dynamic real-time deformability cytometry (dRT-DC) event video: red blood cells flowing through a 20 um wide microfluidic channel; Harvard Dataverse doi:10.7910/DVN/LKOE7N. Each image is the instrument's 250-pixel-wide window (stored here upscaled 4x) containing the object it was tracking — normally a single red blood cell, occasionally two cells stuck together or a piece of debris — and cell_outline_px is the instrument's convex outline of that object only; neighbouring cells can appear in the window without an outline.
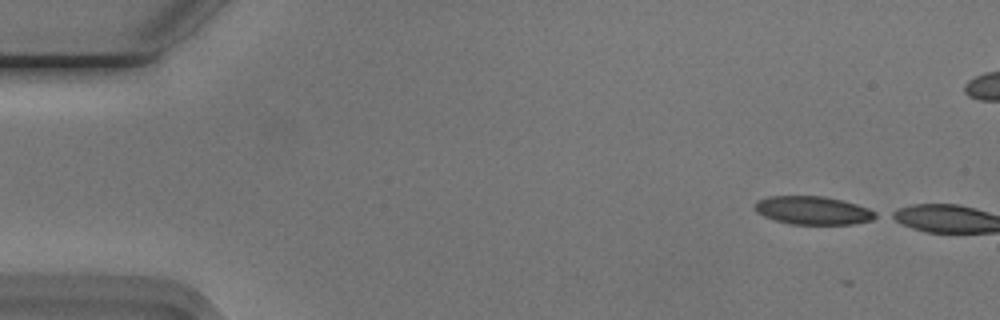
{"species": "Egyptian fruit bat (a non-hibernating species)", "species_latin": "Rousettus aegyptiacus", "temperature_condition": "cold", "stored_images_in_passage": 3, "camera_frame_rate_fps": 3000, "um_per_image_px": 0.085, "animal": {"sex": "male"}, "frame": {"image": 1, "passage_image": 1, "time_ms": 0.0, "image_size_px": [1000, 320], "cell_outline_px": [[880, 216], [872, 220], [852, 224], [788, 224], [764, 216], [756, 212], [756, 200], [768, 196], [824, 196], [856, 204], [868, 208], [876, 212]], "centroid_in_image_um": [69.11, 17.88], "position_along_channel_um": 15.9, "area_um2": 19.88}}